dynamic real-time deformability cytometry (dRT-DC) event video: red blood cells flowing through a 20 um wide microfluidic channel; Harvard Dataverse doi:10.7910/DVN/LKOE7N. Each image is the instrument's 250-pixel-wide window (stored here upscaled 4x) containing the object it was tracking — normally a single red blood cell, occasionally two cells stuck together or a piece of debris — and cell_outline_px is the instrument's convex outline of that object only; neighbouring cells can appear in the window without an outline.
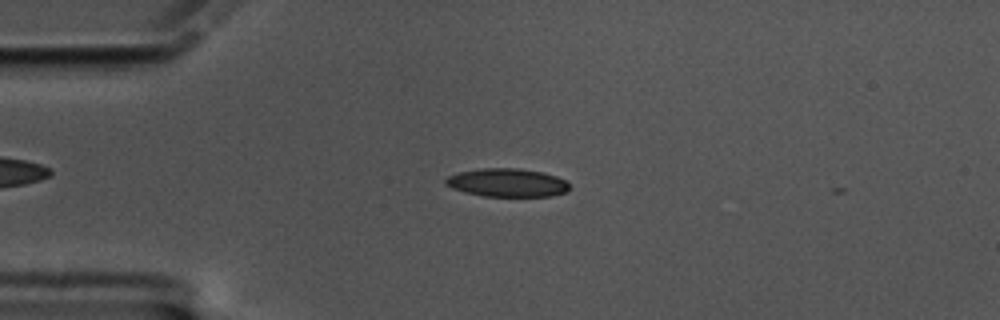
{"species": "common noctule bat (a hibernating species)", "species_latin": "Nyctalus noctula", "temperature_condition": "cold", "stored_images_in_passage": 5, "camera_frame_rate_fps": 3000, "um_per_image_px": 0.085, "animal": {"sex": "male", "body_mass_g": 17.5, "forearm_length_mm": 52.3}, "frame": {"image": 1, "passage_image": 3, "time_ms": 0.667, "image_size_px": [1000, 320], "cell_outline_px": [[572, 188], [568, 192], [552, 196], [484, 196], [464, 192], [452, 188], [444, 184], [444, 180], [448, 176], [460, 172], [484, 168], [516, 168], [540, 172], [556, 176], [564, 180]], "centroid_in_image_um": [43.12, 15.54], "position_along_channel_um": 41.9, "area_um2": 20.4}}